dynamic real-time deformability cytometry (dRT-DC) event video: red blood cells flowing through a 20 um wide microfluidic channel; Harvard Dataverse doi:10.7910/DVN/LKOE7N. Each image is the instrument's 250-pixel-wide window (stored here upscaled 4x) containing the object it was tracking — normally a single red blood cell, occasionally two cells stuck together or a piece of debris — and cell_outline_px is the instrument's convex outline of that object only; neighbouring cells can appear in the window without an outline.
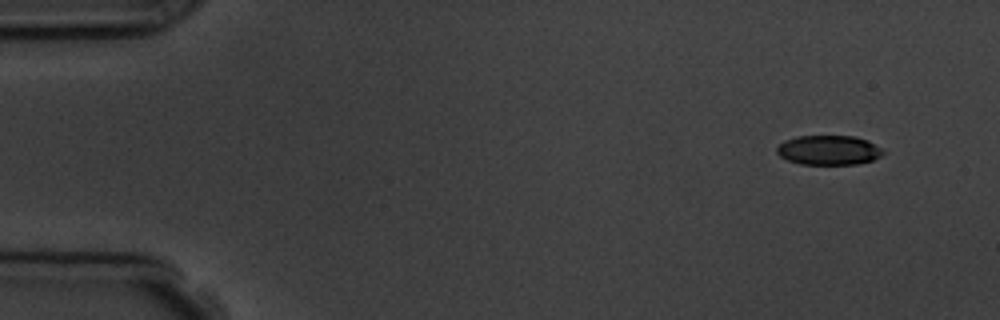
{"species": "common noctule bat (a hibernating species)", "species_latin": "Nyctalus noctula", "temperature_condition": "room temperature", "stored_images_in_passage": 6, "camera_frame_rate_fps": 3000, "um_per_image_px": 0.085, "animal": {"sex": "male", "body_mass_g": 19.5, "forearm_length_mm": 54.6}, "frame": {"image": 1, "passage_image": 1, "time_ms": 0.0, "image_size_px": [1000, 320], "cell_outline_px": [[884, 152], [880, 156], [872, 160], [856, 164], [800, 164], [788, 160], [780, 156], [776, 152], [776, 148], [784, 140], [796, 136], [852, 136], [868, 140], [880, 148]], "centroid_in_image_um": [70.41, 12.76], "position_along_channel_um": 14.6, "area_um2": 18.21}}
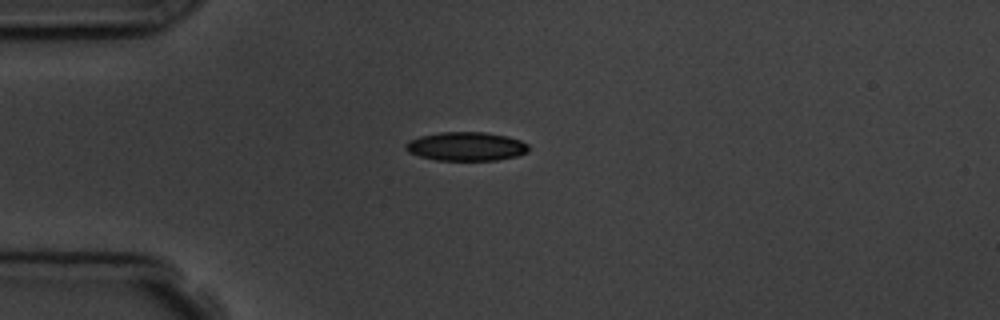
{"frame": {"image": 2, "passage_image": 4, "time_ms": 3.333, "image_size_px": [1000, 320], "cell_outline_px": [[528, 152], [516, 156], [496, 160], [436, 160], [420, 156], [408, 152], [404, 148], [404, 144], [408, 140], [420, 136], [440, 132], [484, 132], [508, 136], [520, 140], [528, 144]], "centroid_in_image_um": [39.6, 12.44], "position_along_channel_um": 45.4, "area_um2": 20.69}}
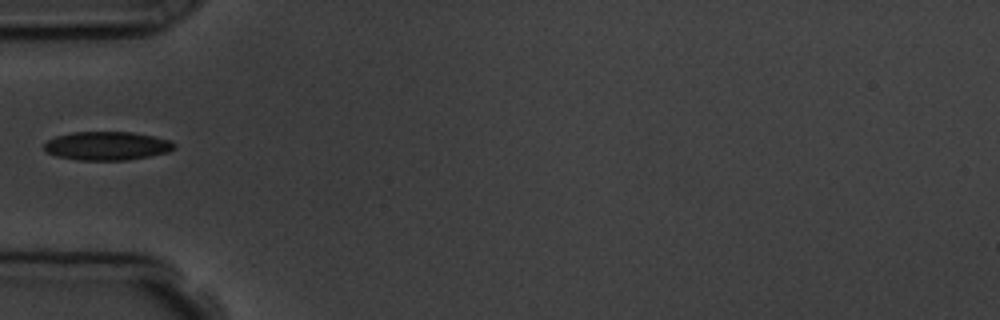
{"frame": {"image": 3, "passage_image": 5, "time_ms": 4.667, "image_size_px": [1000, 320], "cell_outline_px": [[176, 148], [168, 152], [128, 160], [76, 160], [56, 156], [44, 152], [44, 144], [48, 140], [56, 136], [72, 132], [132, 132], [172, 140], [176, 144]], "centroid_in_image_um": [9.09, 12.4], "position_along_channel_um": 75.9, "area_um2": 21.85}}